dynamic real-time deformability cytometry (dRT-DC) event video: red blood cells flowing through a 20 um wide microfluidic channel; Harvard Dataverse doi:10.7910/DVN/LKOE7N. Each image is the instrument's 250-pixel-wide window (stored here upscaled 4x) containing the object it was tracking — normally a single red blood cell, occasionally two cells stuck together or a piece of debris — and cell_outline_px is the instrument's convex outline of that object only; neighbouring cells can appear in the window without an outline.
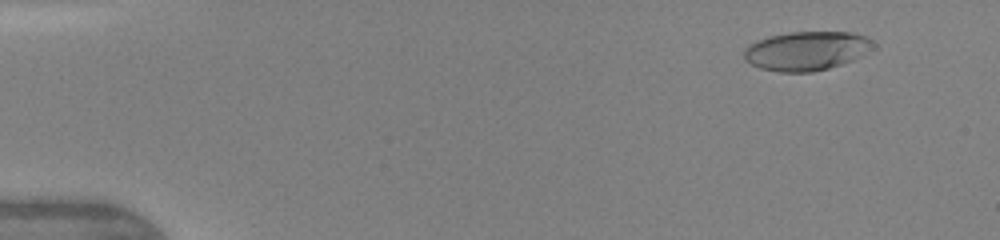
{"species": "human", "species_latin": "Homo sapiens", "temperature_condition": "warm", "stored_images_in_passage": 8, "camera_frame_rate_fps": 3000, "um_per_image_px": 0.085, "donor": {"sex": "female"}, "frame": {"image": 1, "passage_image": 2, "time_ms": 0.667, "image_size_px": [1000, 240], "cell_outline_px": [[876, 48], [852, 60], [828, 68], [812, 72], [780, 72], [760, 68], [744, 60], [744, 48], [748, 44], [772, 36], [792, 32], [852, 32], [864, 36], [872, 40], [876, 44]], "centroid_in_image_um": [68.58, 4.32], "position_along_channel_um": 16.4, "area_um2": 29.3}}
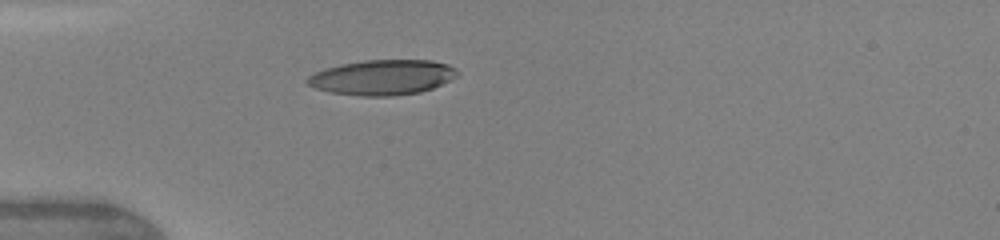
{"frame": {"image": 2, "passage_image": 6, "time_ms": 4.0, "image_size_px": [1000, 240], "cell_outline_px": [[460, 72], [452, 80], [432, 88], [420, 92], [392, 96], [360, 96], [328, 92], [316, 88], [308, 84], [304, 80], [308, 76], [324, 68], [340, 64], [364, 60], [432, 60], [448, 64], [456, 68]], "centroid_in_image_um": [32.51, 6.57], "position_along_channel_um": 52.5, "area_um2": 30.98}}